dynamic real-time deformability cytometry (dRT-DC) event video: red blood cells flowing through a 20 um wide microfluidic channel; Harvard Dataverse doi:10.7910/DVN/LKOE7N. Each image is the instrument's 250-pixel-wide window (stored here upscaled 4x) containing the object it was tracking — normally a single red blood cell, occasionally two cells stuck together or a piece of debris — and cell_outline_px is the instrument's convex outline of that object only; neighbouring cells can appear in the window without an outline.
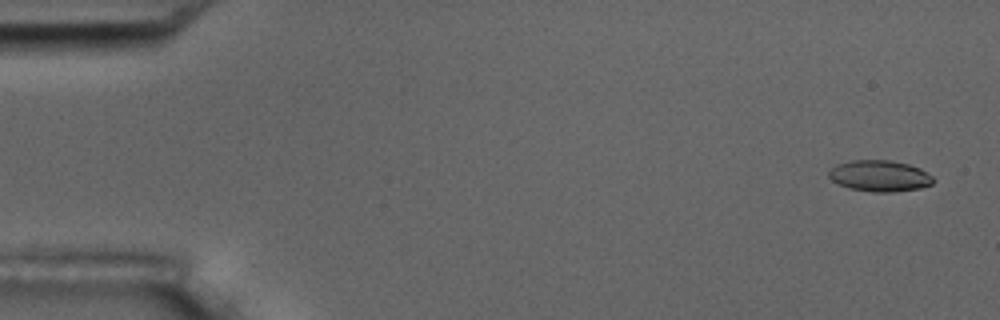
{"species": "common noctule bat (a hibernating species)", "species_latin": "Nyctalus noctula", "temperature_condition": "room temperature", "stored_images_in_passage": 53, "camera_frame_rate_fps": 3000, "um_per_image_px": 0.085, "animal": {"sex": "male", "body_mass_g": 17.5, "forearm_length_mm": 52.3}, "frame": {"image": 1, "passage_image": 3, "time_ms": 0.667, "image_size_px": [1000, 320], "cell_outline_px": [[936, 180], [932, 184], [920, 188], [892, 192], [872, 192], [848, 188], [832, 180], [828, 176], [828, 172], [836, 164], [852, 160], [892, 160], [908, 164], [920, 168], [932, 176]], "centroid_in_image_um": [74.78, 14.95], "position_along_channel_um": 10.2, "area_um2": 19.07}}
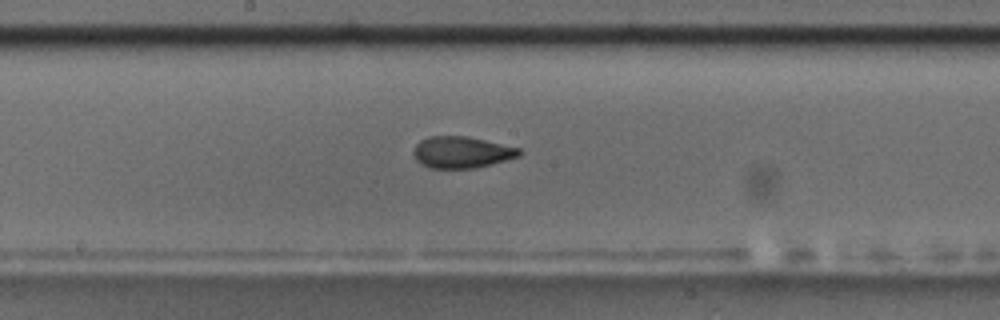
{"frame": {"image": 2, "passage_image": 30, "time_ms": 9.667, "image_size_px": [1000, 320], "cell_outline_px": [[524, 152], [520, 156], [476, 168], [428, 168], [420, 164], [416, 160], [412, 152], [416, 144], [420, 140], [428, 136], [468, 136], [520, 148]], "centroid_in_image_um": [39.23, 12.94], "position_along_channel_um": 209.0, "area_um2": 19.65}}
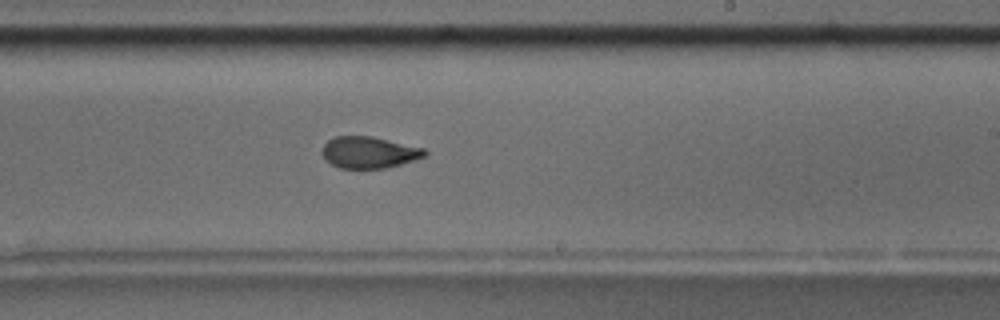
{"frame": {"image": 3, "passage_image": 34, "time_ms": 11.0, "image_size_px": [1000, 320], "cell_outline_px": [[428, 152], [424, 156], [400, 164], [384, 168], [340, 168], [332, 164], [324, 156], [324, 144], [328, 140], [336, 136], [372, 136], [424, 148]], "centroid_in_image_um": [31.38, 12.94], "position_along_channel_um": 257.6, "area_um2": 18.5}}